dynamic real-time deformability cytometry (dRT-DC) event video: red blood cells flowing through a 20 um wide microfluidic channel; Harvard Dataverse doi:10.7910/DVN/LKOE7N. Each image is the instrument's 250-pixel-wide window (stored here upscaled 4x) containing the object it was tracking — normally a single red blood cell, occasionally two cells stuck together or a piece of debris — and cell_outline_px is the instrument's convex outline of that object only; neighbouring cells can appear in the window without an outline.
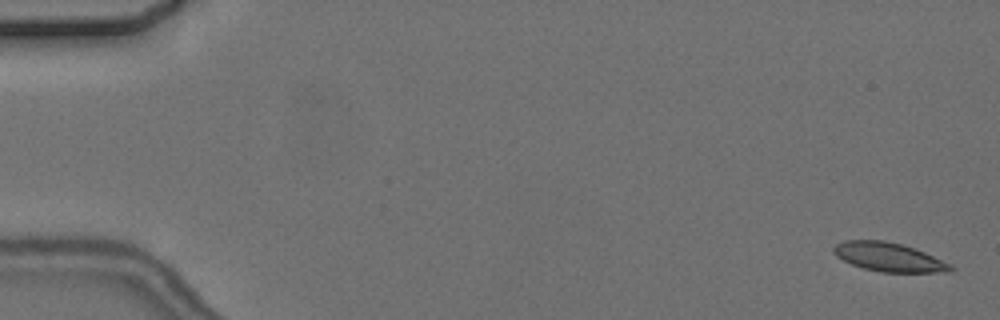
{"species": "common noctule bat (a hibernating species)", "species_latin": "Nyctalus noctula", "temperature_condition": "cold", "stored_images_in_passage": 8, "camera_frame_rate_fps": 3000, "um_per_image_px": 0.085, "animal": {"sex": "female", "body_mass_g": 24.6, "forearm_length_mm": 56.2}, "frame": {"image": 1, "passage_image": 1, "time_ms": 0.0, "image_size_px": [1000, 320], "cell_outline_px": [[956, 268], [952, 272], [880, 272], [864, 268], [852, 264], [836, 256], [832, 252], [832, 248], [836, 244], [844, 240], [884, 240], [916, 248], [952, 264]], "centroid_in_image_um": [75.58, 21.85], "position_along_channel_um": 9.4, "area_um2": 19.83}}
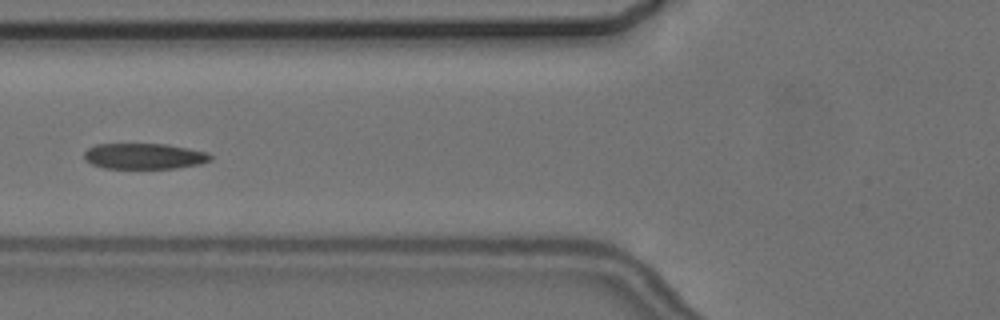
{"frame": {"image": 2, "passage_image": 6, "time_ms": 7.0, "image_size_px": [1000, 320], "cell_outline_px": [[212, 160], [200, 164], [176, 168], [104, 168], [92, 164], [84, 160], [84, 152], [88, 148], [96, 144], [168, 144], [208, 152], [212, 156]], "centroid_in_image_um": [12.27, 13.27], "position_along_channel_um": 113.5, "area_um2": 19.07}}
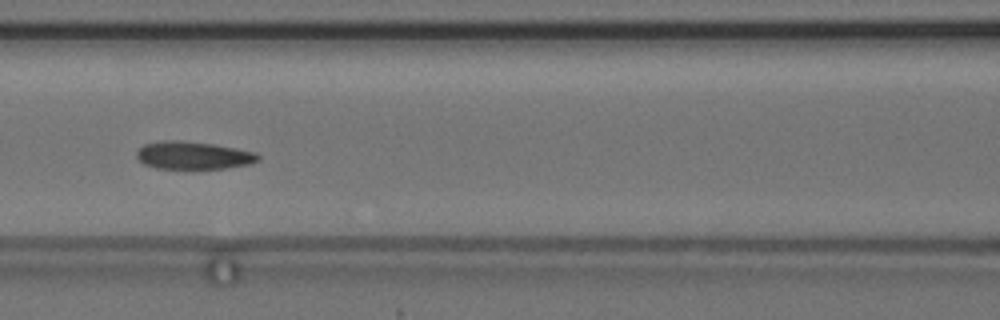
{"frame": {"image": 3, "passage_image": 7, "time_ms": 8.0, "image_size_px": [1000, 320], "cell_outline_px": [[260, 160], [252, 164], [224, 168], [156, 168], [144, 164], [136, 156], [136, 152], [144, 144], [160, 140], [180, 140], [212, 144], [236, 148], [256, 152], [260, 156]], "centroid_in_image_um": [16.45, 13.2], "position_along_channel_um": 150.2, "area_um2": 19.65}}